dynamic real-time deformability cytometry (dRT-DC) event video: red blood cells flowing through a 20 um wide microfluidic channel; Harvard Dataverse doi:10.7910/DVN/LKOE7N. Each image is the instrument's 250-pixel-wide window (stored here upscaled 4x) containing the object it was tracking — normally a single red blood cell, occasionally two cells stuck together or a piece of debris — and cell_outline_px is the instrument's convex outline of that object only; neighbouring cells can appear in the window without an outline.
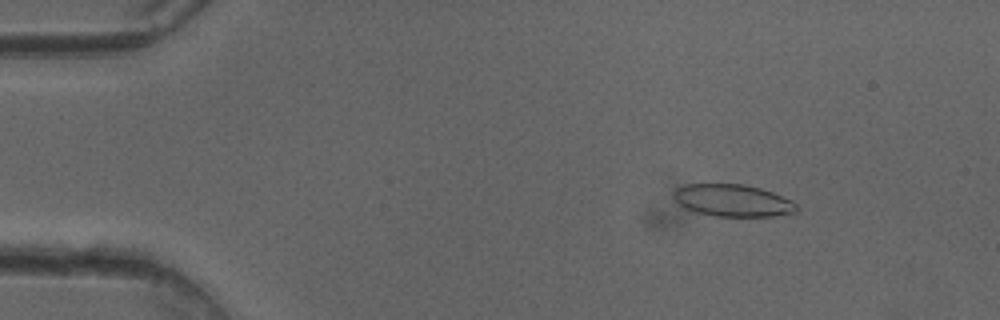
{"species": "common noctule bat (a hibernating species)", "species_latin": "Nyctalus noctula", "temperature_condition": "cold", "stored_images_in_passage": 15, "camera_frame_rate_fps": 3000, "um_per_image_px": 0.085, "animal": {"sex": "female"}, "frame": {"image": 1, "passage_image": 7, "time_ms": 2.0, "image_size_px": [1000, 320], "cell_outline_px": [[796, 212], [772, 216], [716, 216], [696, 212], [680, 204], [672, 196], [676, 188], [684, 184], [744, 184], [760, 188], [772, 192], [792, 200], [796, 204]], "centroid_in_image_um": [62.28, 17.03], "position_along_channel_um": 22.7, "area_um2": 22.83}}